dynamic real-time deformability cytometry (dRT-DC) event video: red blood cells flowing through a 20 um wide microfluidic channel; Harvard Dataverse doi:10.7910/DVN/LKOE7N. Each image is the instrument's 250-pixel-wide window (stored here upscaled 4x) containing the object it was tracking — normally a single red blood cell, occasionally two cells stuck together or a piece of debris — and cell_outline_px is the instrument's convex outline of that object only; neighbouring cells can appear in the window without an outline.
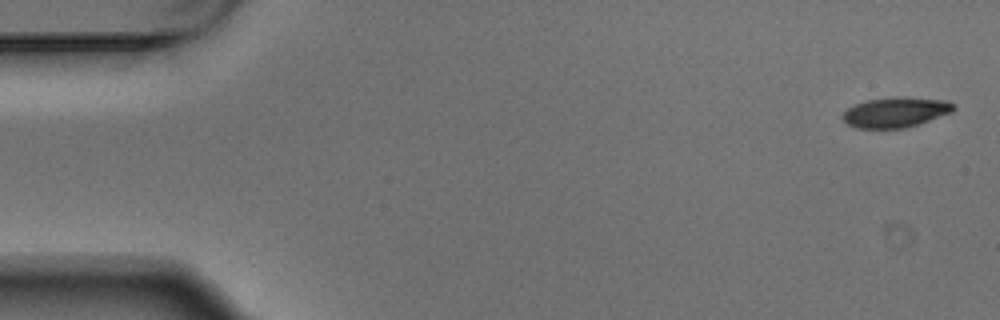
{"species": "Egyptian fruit bat (a non-hibernating species)", "species_latin": "Rousettus aegyptiacus", "temperature_condition": "warm", "stored_images_in_passage": 6, "camera_frame_rate_fps": 3000, "um_per_image_px": 0.085, "animal": {"sex": "male"}, "frame": {"image": 1, "passage_image": 1, "time_ms": 0.0, "image_size_px": [1000, 320], "cell_outline_px": [[956, 108], [952, 112], [904, 128], [856, 128], [848, 124], [840, 116], [848, 108], [856, 104], [868, 100], [892, 96], [904, 96], [948, 100], [956, 104]], "centroid_in_image_um": [76.15, 9.51], "position_along_channel_um": 8.9, "area_um2": 19.59}}